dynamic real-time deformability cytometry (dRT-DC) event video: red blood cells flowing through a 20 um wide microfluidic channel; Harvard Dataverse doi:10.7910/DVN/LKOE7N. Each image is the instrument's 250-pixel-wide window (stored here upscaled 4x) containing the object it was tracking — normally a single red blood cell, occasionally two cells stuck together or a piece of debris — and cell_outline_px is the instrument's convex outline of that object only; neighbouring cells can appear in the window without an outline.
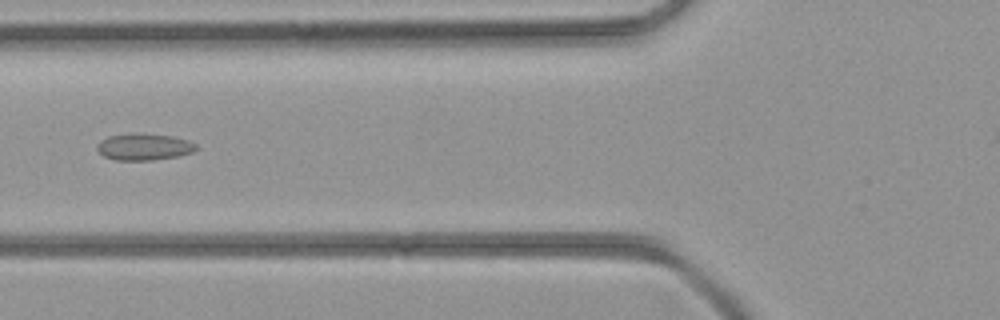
{"species": "common noctule bat (a hibernating species)", "species_latin": "Nyctalus noctula", "temperature_condition": "room temperature", "stored_images_in_passage": 35, "segment_of_instrument_passage": [1, 2], "camera_frame_rate_fps": 3000, "um_per_image_px": 0.085, "animal": {"sex": "female", "body_mass_g": 21.9}, "frame": {"image": 1, "passage_image": 12, "time_ms": 3.667, "image_size_px": [1000, 320], "cell_outline_px": [[196, 148], [192, 152], [180, 156], [152, 160], [116, 160], [104, 156], [96, 148], [100, 140], [108, 136], [132, 132], [172, 136], [188, 140], [196, 144]], "centroid_in_image_um": [12.23, 12.47], "position_along_channel_um": 113.6, "area_um2": 15.49}}
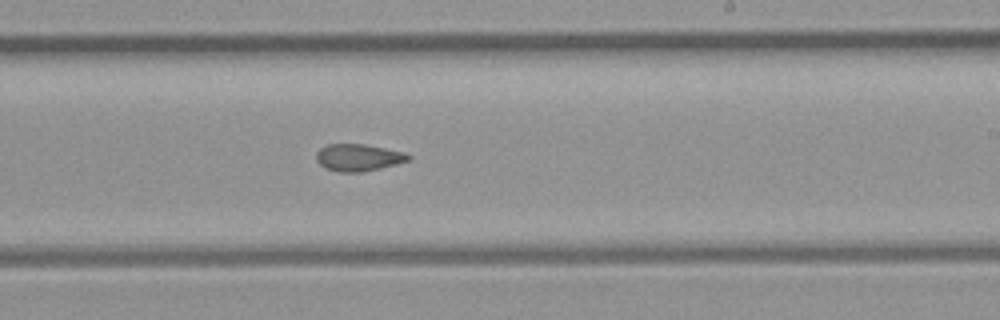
{"frame": {"image": 2, "passage_image": 21, "time_ms": 6.667, "image_size_px": [1000, 320], "cell_outline_px": [[412, 156], [408, 160], [396, 164], [380, 168], [360, 172], [336, 172], [324, 168], [316, 160], [316, 152], [320, 148], [328, 144], [364, 144], [404, 152]], "centroid_in_image_um": [30.42, 13.39], "position_along_channel_um": 258.6, "area_um2": 14.51}}
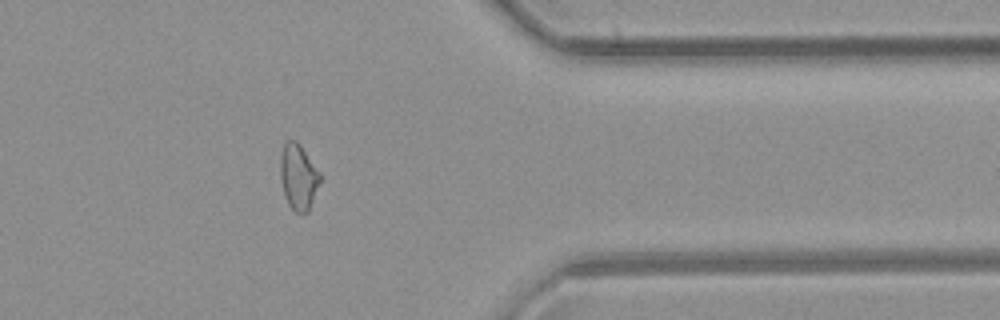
{"frame": {"image": 3, "passage_image": 30, "time_ms": 9.667, "image_size_px": [1000, 320], "cell_outline_px": [[320, 180], [308, 212], [296, 212], [288, 204], [284, 192], [280, 176], [280, 156], [284, 144], [288, 140], [296, 140], [300, 144], [320, 172]], "centroid_in_image_um": [25.35, 15.0], "position_along_channel_um": 386.0, "area_um2": 14.97}}